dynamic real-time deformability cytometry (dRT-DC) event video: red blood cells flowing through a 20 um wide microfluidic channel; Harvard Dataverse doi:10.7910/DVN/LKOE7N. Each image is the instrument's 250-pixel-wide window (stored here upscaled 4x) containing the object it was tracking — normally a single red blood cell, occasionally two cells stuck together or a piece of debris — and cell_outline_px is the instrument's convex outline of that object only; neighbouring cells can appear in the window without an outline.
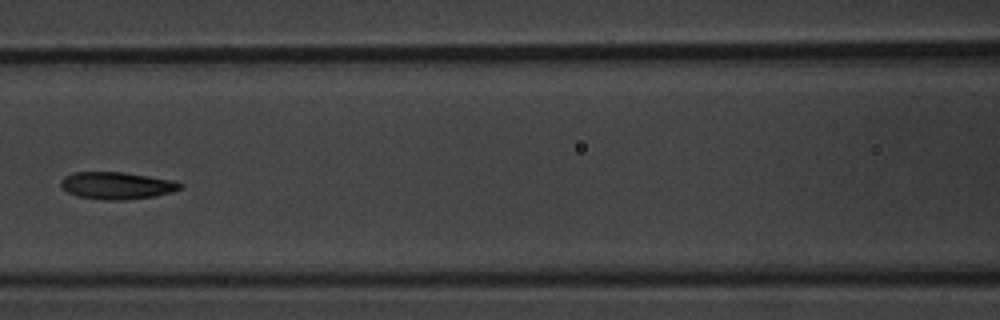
{"species": "common noctule bat (a hibernating species)", "species_latin": "Nyctalus noctula", "temperature_condition": "warm", "stored_images_in_passage": 8, "camera_frame_rate_fps": 3000, "um_per_image_px": 0.085, "animal": {"sex": "male", "body_mass_g": 20.1, "forearm_length_mm": 53.5}, "frame": {"image": 1, "passage_image": 5, "time_ms": 5.667, "image_size_px": [1000, 320], "cell_outline_px": [[184, 184], [180, 188], [172, 192], [152, 196], [128, 200], [104, 200], [76, 196], [60, 188], [60, 180], [64, 176], [72, 172], [124, 172], [172, 180]], "centroid_in_image_um": [9.87, 15.77], "position_along_channel_um": 156.7, "area_um2": 19.02}}
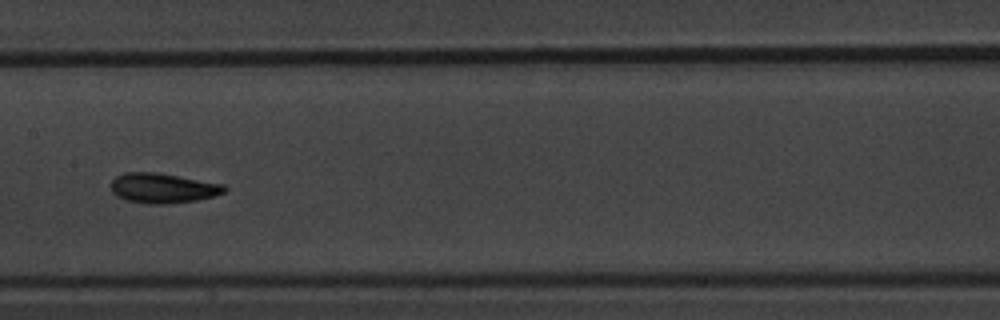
{"frame": {"image": 2, "passage_image": 6, "time_ms": 6.667, "image_size_px": [1000, 320], "cell_outline_px": [[228, 188], [224, 192], [216, 196], [196, 200], [168, 204], [148, 204], [124, 200], [116, 196], [112, 192], [108, 184], [116, 176], [124, 172], [156, 172], [224, 184]], "centroid_in_image_um": [13.8, 15.99], "position_along_channel_um": 193.6, "area_um2": 20.11}}
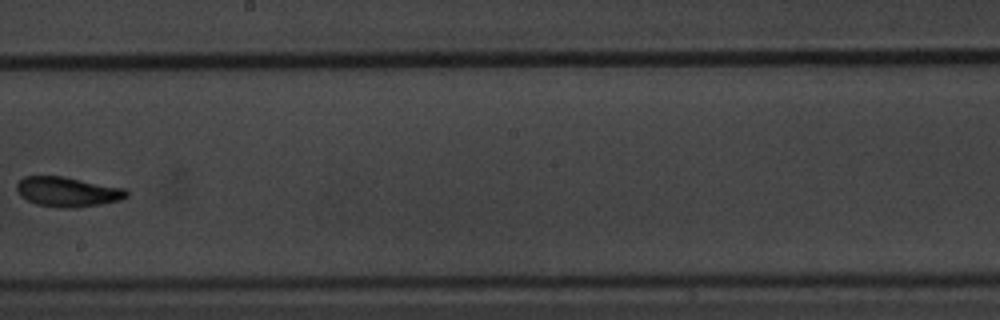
{"frame": {"image": 3, "passage_image": 7, "time_ms": 8.0, "image_size_px": [1000, 320], "cell_outline_px": [[128, 196], [120, 200], [100, 204], [76, 208], [56, 208], [36, 204], [20, 196], [16, 188], [16, 184], [24, 176], [64, 176], [124, 188], [128, 192]], "centroid_in_image_um": [5.73, 16.31], "position_along_channel_um": 242.5, "area_um2": 19.19}}